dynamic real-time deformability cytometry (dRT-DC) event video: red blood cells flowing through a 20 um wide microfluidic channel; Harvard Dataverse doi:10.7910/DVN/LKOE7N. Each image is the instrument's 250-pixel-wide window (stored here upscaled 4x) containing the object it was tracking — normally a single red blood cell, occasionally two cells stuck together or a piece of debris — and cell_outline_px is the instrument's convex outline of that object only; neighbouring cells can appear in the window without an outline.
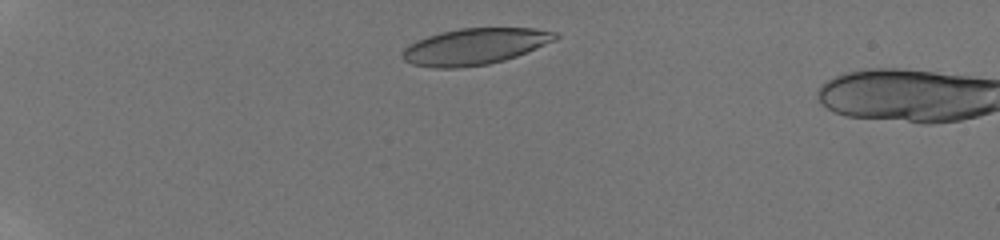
{"species": "human", "species_latin": "Homo sapiens", "temperature_condition": "room temperature", "stored_images_in_passage": 4, "camera_frame_rate_fps": 3000, "um_per_image_px": 0.085, "donor": {"sex": "male"}, "frame": {"image": 1, "passage_image": 2, "time_ms": 0.667, "image_size_px": [1000, 240], "cell_outline_px": [[560, 36], [556, 40], [516, 56], [504, 60], [488, 64], [456, 68], [432, 68], [412, 64], [404, 60], [404, 48], [408, 44], [416, 40], [440, 32], [460, 28], [532, 28], [556, 32]], "centroid_in_image_um": [40.35, 3.95], "position_along_channel_um": 44.6, "area_um2": 32.25}}